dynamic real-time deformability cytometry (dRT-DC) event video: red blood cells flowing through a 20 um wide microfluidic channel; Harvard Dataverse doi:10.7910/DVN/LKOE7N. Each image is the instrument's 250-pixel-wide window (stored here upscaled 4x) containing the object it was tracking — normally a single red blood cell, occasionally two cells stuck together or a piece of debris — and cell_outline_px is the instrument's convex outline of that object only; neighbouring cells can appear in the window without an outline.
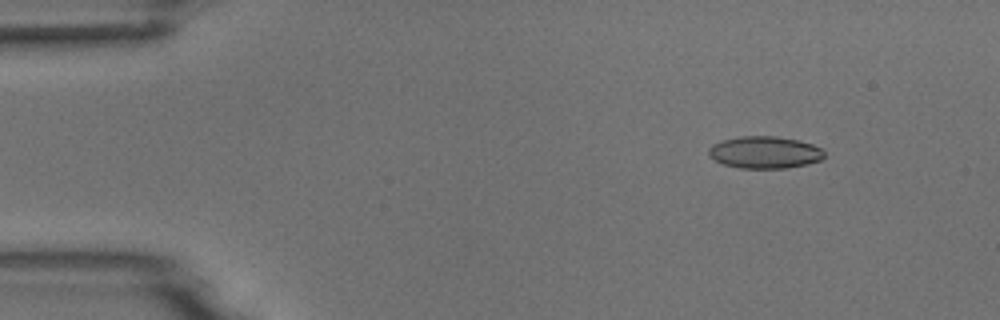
{"species": "common noctule bat (a hibernating species)", "species_latin": "Nyctalus noctula", "temperature_condition": "room temperature", "stored_images_in_passage": 6, "camera_frame_rate_fps": 3000, "um_per_image_px": 0.085, "animal": {"sex": "male", "body_mass_g": 18.8}, "frame": {"image": 1, "passage_image": 2, "time_ms": 1.0, "image_size_px": [1000, 320], "cell_outline_px": [[824, 156], [820, 160], [808, 164], [784, 168], [740, 168], [724, 164], [708, 156], [708, 148], [712, 144], [720, 140], [740, 136], [776, 136], [796, 140], [812, 144], [820, 148], [824, 152]], "centroid_in_image_um": [64.96, 12.94], "position_along_channel_um": 20.0, "area_um2": 21.62}}
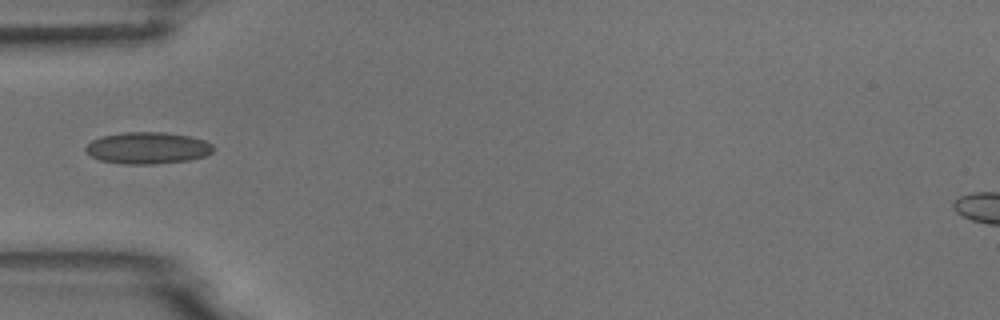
{"frame": {"image": 2, "passage_image": 5, "time_ms": 4.667, "image_size_px": [1000, 320], "cell_outline_px": [[212, 152], [204, 156], [188, 160], [156, 164], [124, 164], [100, 160], [92, 156], [84, 148], [92, 140], [100, 136], [124, 132], [164, 132], [192, 136], [204, 140], [212, 144]], "centroid_in_image_um": [12.55, 12.57], "position_along_channel_um": 72.5, "area_um2": 23.58}}
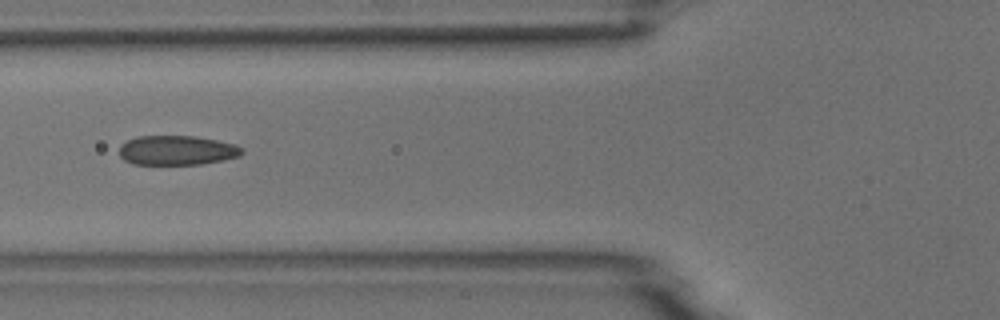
{"frame": {"image": 3, "passage_image": 6, "time_ms": 5.667, "image_size_px": [1000, 320], "cell_outline_px": [[244, 152], [240, 156], [200, 164], [132, 164], [124, 160], [120, 156], [120, 144], [136, 136], [196, 136], [236, 144], [244, 148]], "centroid_in_image_um": [15.04, 12.77], "position_along_channel_um": 110.8, "area_um2": 21.15}}